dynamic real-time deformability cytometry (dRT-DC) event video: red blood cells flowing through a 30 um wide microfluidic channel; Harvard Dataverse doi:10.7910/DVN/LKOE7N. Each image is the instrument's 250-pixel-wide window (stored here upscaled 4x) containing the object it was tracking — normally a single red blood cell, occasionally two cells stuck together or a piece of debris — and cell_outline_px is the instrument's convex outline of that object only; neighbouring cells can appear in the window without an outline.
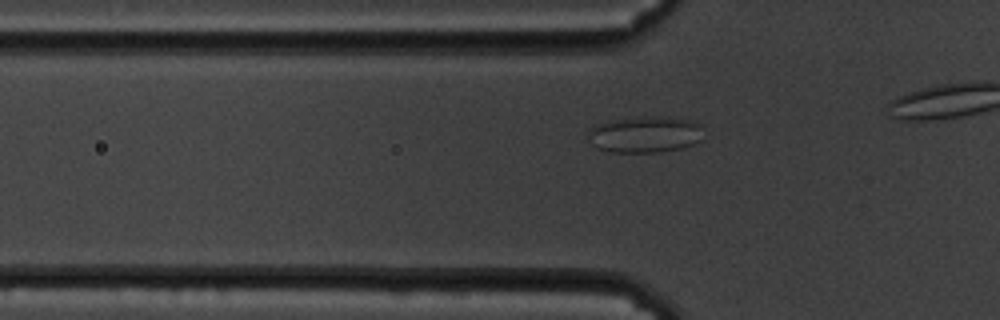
{"species": "common noctule bat (a hibernating species)", "species_latin": "Nyctalus noctula", "temperature_condition": "cold", "stored_images_in_passage": 15, "camera_frame_rate_fps": 3000, "um_per_image_px": 0.085, "animal": {"sex": "male", "body_mass_g": 19.5, "forearm_length_mm": 54.6}, "frame": {"image": 1, "passage_image": 9, "time_ms": 2.667, "image_size_px": [1000, 320], "cell_outline_px": [[704, 124], [700, 140], [692, 144], [680, 148], [660, 152], [608, 152], [596, 148], [592, 144], [588, 136], [588, 128], [596, 124], [608, 120], [628, 116], [668, 116], [692, 120]], "centroid_in_image_um": [54.81, 11.39], "position_along_channel_um": 71.0, "area_um2": 25.26}}